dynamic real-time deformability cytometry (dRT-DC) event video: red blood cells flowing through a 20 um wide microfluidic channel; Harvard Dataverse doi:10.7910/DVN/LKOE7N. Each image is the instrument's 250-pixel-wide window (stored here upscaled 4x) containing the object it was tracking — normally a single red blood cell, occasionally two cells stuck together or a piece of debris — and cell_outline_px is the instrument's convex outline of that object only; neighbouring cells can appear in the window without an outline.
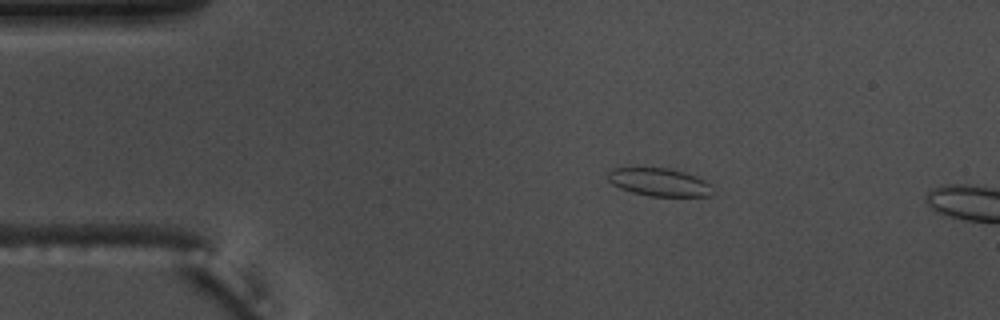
{"species": "common noctule bat (a hibernating species)", "species_latin": "Nyctalus noctula", "temperature_condition": "warm", "stored_images_in_passage": 6, "camera_frame_rate_fps": 3000, "um_per_image_px": 0.085, "animal": {"sex": "male", "body_mass_g": 17.5, "forearm_length_mm": 52.3}, "frame": {"image": 1, "passage_image": 1, "time_ms": 0.0, "image_size_px": [1000, 320], "cell_outline_px": [[716, 196], [648, 196], [632, 192], [620, 188], [612, 184], [608, 180], [608, 172], [612, 168], [668, 168], [684, 172], [696, 176], [712, 184]], "centroid_in_image_um": [56.09, 15.5], "position_along_channel_um": 28.9, "area_um2": 17.28}}